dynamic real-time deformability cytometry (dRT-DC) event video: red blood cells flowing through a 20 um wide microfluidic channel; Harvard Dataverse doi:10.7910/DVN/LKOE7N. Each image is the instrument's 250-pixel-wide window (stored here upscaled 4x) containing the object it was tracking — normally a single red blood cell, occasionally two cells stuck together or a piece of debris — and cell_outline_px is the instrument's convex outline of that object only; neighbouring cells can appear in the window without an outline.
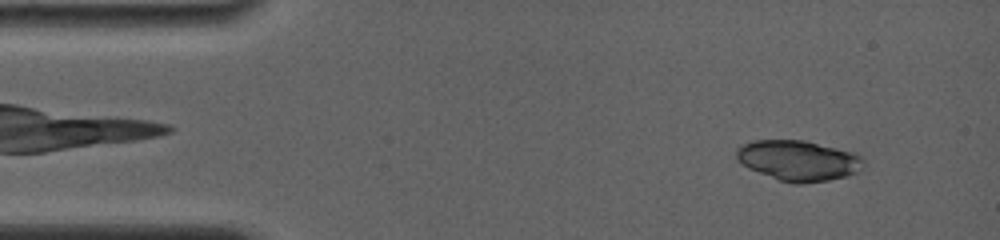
{"species": "common noctule bat (a hibernating species)", "species_latin": "Nyctalus noctula", "temperature_condition": "room temperature", "stored_images_in_passage": 31, "camera_frame_rate_fps": 4000, "um_per_image_px": 0.085, "animal": {"sex": "female", "body_mass_g": 19.0, "forearm_length_mm": 56.7}, "frame": {"image": 1, "passage_image": 9, "time_ms": 1.25, "image_size_px": [1000, 240], "cell_outline_px": [[864, 168], [860, 172], [828, 180], [804, 184], [792, 184], [780, 180], [748, 168], [736, 160], [736, 148], [740, 144], [752, 140], [804, 140], [856, 152], [864, 160]], "centroid_in_image_um": [67.87, 13.64], "position_along_channel_um": 17.1, "area_um2": 30.35}}